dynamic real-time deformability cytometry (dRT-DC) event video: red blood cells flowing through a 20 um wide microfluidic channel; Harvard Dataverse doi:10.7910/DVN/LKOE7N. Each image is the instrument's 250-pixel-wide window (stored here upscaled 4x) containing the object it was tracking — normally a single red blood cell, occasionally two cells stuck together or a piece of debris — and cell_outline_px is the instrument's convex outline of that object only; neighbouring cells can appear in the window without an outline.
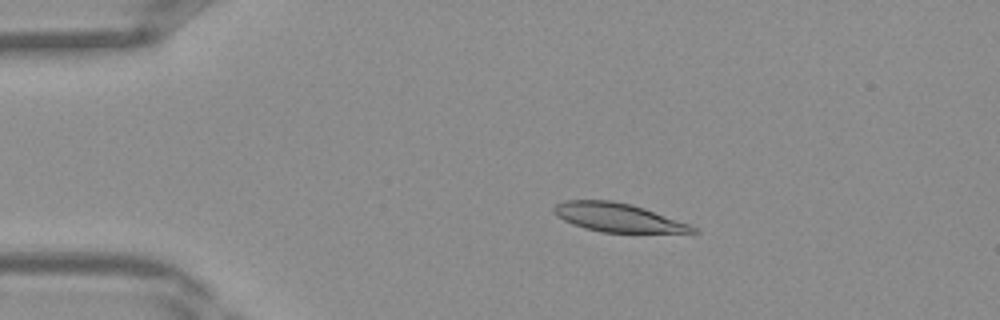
{"species": "Egyptian fruit bat (a non-hibernating species)", "species_latin": "Rousettus aegyptiacus", "temperature_condition": "warm", "stored_images_in_passage": 39, "camera_frame_rate_fps": 3000, "um_per_image_px": 0.085, "frame": {"image": 1, "passage_image": 7, "time_ms": 2.0, "image_size_px": [1000, 320], "cell_outline_px": [[700, 232], [600, 232], [584, 228], [572, 224], [556, 216], [552, 212], [552, 208], [556, 204], [564, 200], [612, 200], [632, 204], [644, 208], [688, 224], [696, 228]], "centroid_in_image_um": [52.43, 18.47], "position_along_channel_um": 32.6, "area_um2": 23.0}}
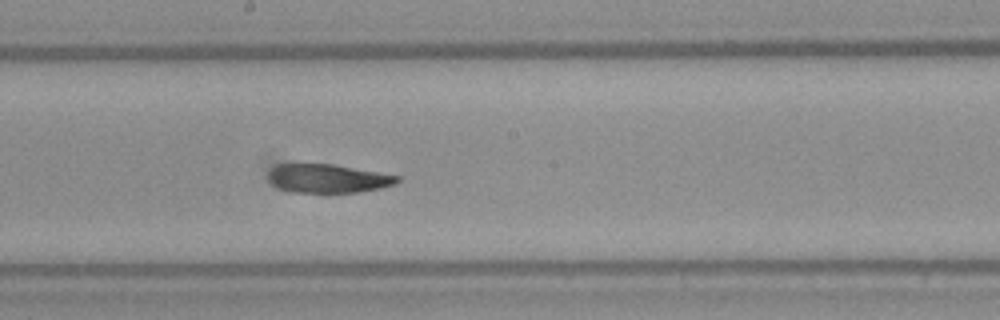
{"frame": {"image": 2, "passage_image": 21, "time_ms": 6.667, "image_size_px": [1000, 320], "cell_outline_px": [[400, 180], [396, 184], [380, 188], [360, 192], [292, 192], [280, 188], [272, 184], [268, 180], [268, 172], [276, 164], [332, 164], [400, 176]], "centroid_in_image_um": [27.86, 15.17], "position_along_channel_um": 220.3, "area_um2": 21.44}}
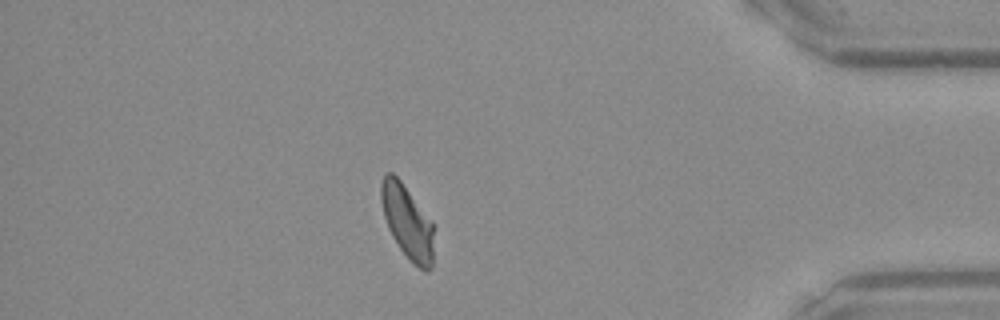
{"frame": {"image": 3, "passage_image": 34, "time_ms": 11.0, "image_size_px": [1000, 320], "cell_outline_px": [[432, 268], [428, 272], [424, 272], [412, 264], [408, 260], [392, 236], [388, 228], [384, 216], [380, 200], [380, 184], [384, 172], [392, 172], [400, 180], [432, 220]], "centroid_in_image_um": [34.6, 18.86], "position_along_channel_um": 400.6, "area_um2": 22.77}}